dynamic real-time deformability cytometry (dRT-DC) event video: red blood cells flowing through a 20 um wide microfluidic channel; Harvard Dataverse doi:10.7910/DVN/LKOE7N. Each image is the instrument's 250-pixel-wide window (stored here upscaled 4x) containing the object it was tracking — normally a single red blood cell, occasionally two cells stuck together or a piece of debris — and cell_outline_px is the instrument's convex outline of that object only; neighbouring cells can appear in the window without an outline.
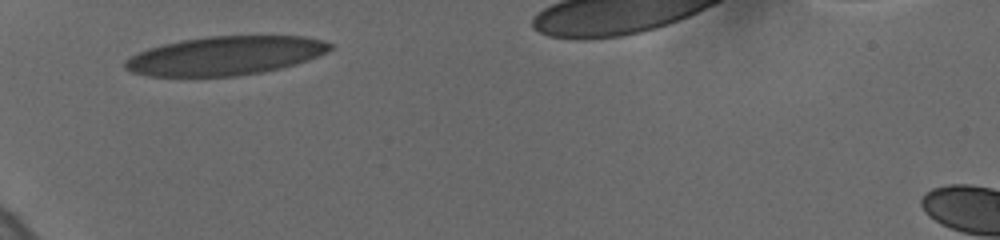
{"species": "human", "species_latin": "Homo sapiens", "temperature_condition": "cold", "stored_images_in_passage": 32, "camera_frame_rate_fps": 3000, "um_per_image_px": 0.085, "donor": {"sex": "female"}, "frame": {"image": 1, "passage_image": 1, "time_ms": 0.0, "image_size_px": [1000, 240], "cell_outline_px": [[332, 48], [328, 52], [296, 64], [280, 68], [260, 72], [236, 76], [148, 76], [132, 72], [124, 68], [124, 60], [148, 48], [164, 44], [184, 40], [208, 36], [304, 36], [320, 40], [332, 44]], "centroid_in_image_um": [19.14, 4.74], "position_along_channel_um": 65.9, "area_um2": 46.01}}
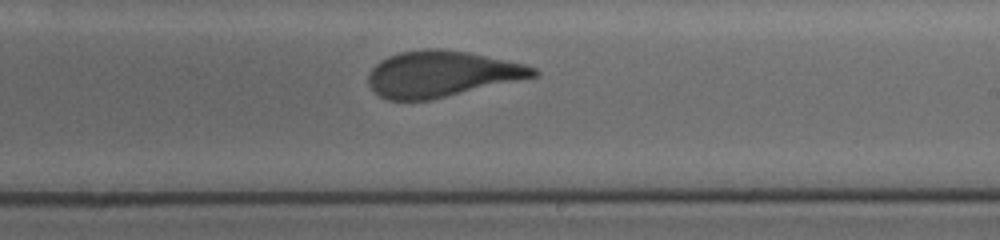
{"frame": {"image": 2, "passage_image": 18, "time_ms": 5.333, "image_size_px": [1000, 240], "cell_outline_px": [[540, 72], [536, 76], [428, 100], [388, 100], [380, 96], [368, 84], [368, 76], [372, 68], [380, 60], [388, 56], [400, 52], [428, 48], [440, 48], [468, 52], [524, 64], [536, 68]], "centroid_in_image_um": [37.5, 6.27], "position_along_channel_um": 251.5, "area_um2": 43.75}}
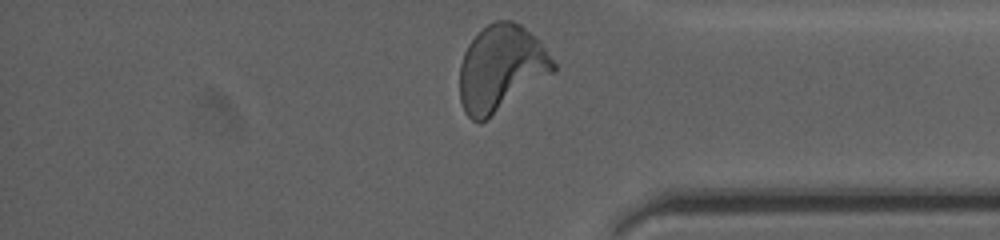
{"frame": {"image": 3, "passage_image": 32, "time_ms": 9.333, "image_size_px": [1000, 240], "cell_outline_px": [[556, 72], [480, 124], [472, 120], [464, 112], [460, 100], [460, 64], [464, 52], [468, 44], [488, 24], [496, 20], [512, 20], [520, 24], [544, 48], [556, 64]], "centroid_in_image_um": [42.57, 5.84], "position_along_channel_um": 392.6, "area_um2": 46.7}, "authors_computed_cell_mechanics": {"area_um2": 44.8817, "velocity_mm_per_s": 3.6857, "shape_relaxation_time_tau1_ms": 6.0151, "shape_relaxation_time_tau2_ms": 0.8326, "deformation_change_tau1": 0.2024, "deformation_change_tau2": 0.075}}